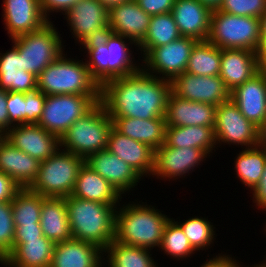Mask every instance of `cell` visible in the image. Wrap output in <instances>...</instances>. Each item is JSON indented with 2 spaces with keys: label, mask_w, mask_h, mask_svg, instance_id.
Returning a JSON list of instances; mask_svg holds the SVG:
<instances>
[{
  "label": "cell",
  "mask_w": 266,
  "mask_h": 267,
  "mask_svg": "<svg viewBox=\"0 0 266 267\" xmlns=\"http://www.w3.org/2000/svg\"><path fill=\"white\" fill-rule=\"evenodd\" d=\"M14 233L12 201L0 202V263L13 250Z\"/></svg>",
  "instance_id": "40"
},
{
  "label": "cell",
  "mask_w": 266,
  "mask_h": 267,
  "mask_svg": "<svg viewBox=\"0 0 266 267\" xmlns=\"http://www.w3.org/2000/svg\"><path fill=\"white\" fill-rule=\"evenodd\" d=\"M42 236L43 233L40 223L15 226L14 240H33Z\"/></svg>",
  "instance_id": "46"
},
{
  "label": "cell",
  "mask_w": 266,
  "mask_h": 267,
  "mask_svg": "<svg viewBox=\"0 0 266 267\" xmlns=\"http://www.w3.org/2000/svg\"><path fill=\"white\" fill-rule=\"evenodd\" d=\"M264 224H265V228H264L263 230H265V233H266V222H265ZM264 257H265V260L261 261L260 264H261L263 267H266V256L264 255Z\"/></svg>",
  "instance_id": "56"
},
{
  "label": "cell",
  "mask_w": 266,
  "mask_h": 267,
  "mask_svg": "<svg viewBox=\"0 0 266 267\" xmlns=\"http://www.w3.org/2000/svg\"><path fill=\"white\" fill-rule=\"evenodd\" d=\"M7 109L9 114V130L13 126L26 124L25 93L8 92Z\"/></svg>",
  "instance_id": "42"
},
{
  "label": "cell",
  "mask_w": 266,
  "mask_h": 267,
  "mask_svg": "<svg viewBox=\"0 0 266 267\" xmlns=\"http://www.w3.org/2000/svg\"><path fill=\"white\" fill-rule=\"evenodd\" d=\"M97 102H100V96L46 95L37 125L60 139L67 129Z\"/></svg>",
  "instance_id": "11"
},
{
  "label": "cell",
  "mask_w": 266,
  "mask_h": 267,
  "mask_svg": "<svg viewBox=\"0 0 266 267\" xmlns=\"http://www.w3.org/2000/svg\"><path fill=\"white\" fill-rule=\"evenodd\" d=\"M72 239L93 244L101 250L114 241L115 214L118 206L65 197Z\"/></svg>",
  "instance_id": "4"
},
{
  "label": "cell",
  "mask_w": 266,
  "mask_h": 267,
  "mask_svg": "<svg viewBox=\"0 0 266 267\" xmlns=\"http://www.w3.org/2000/svg\"><path fill=\"white\" fill-rule=\"evenodd\" d=\"M112 127V119L101 102H97L62 135L59 139L60 148L86 159L107 148Z\"/></svg>",
  "instance_id": "6"
},
{
  "label": "cell",
  "mask_w": 266,
  "mask_h": 267,
  "mask_svg": "<svg viewBox=\"0 0 266 267\" xmlns=\"http://www.w3.org/2000/svg\"><path fill=\"white\" fill-rule=\"evenodd\" d=\"M106 149L128 163L142 178L152 176L154 150L149 145L129 138L112 127Z\"/></svg>",
  "instance_id": "22"
},
{
  "label": "cell",
  "mask_w": 266,
  "mask_h": 267,
  "mask_svg": "<svg viewBox=\"0 0 266 267\" xmlns=\"http://www.w3.org/2000/svg\"><path fill=\"white\" fill-rule=\"evenodd\" d=\"M4 138L40 162L47 160L60 148L59 138L37 124L13 126Z\"/></svg>",
  "instance_id": "16"
},
{
  "label": "cell",
  "mask_w": 266,
  "mask_h": 267,
  "mask_svg": "<svg viewBox=\"0 0 266 267\" xmlns=\"http://www.w3.org/2000/svg\"><path fill=\"white\" fill-rule=\"evenodd\" d=\"M150 252L152 253L151 249L125 245L123 243L112 241L104 250V266L159 267L158 263L154 261L155 259H153Z\"/></svg>",
  "instance_id": "32"
},
{
  "label": "cell",
  "mask_w": 266,
  "mask_h": 267,
  "mask_svg": "<svg viewBox=\"0 0 266 267\" xmlns=\"http://www.w3.org/2000/svg\"><path fill=\"white\" fill-rule=\"evenodd\" d=\"M212 9L198 0H175L172 15L181 36L208 40Z\"/></svg>",
  "instance_id": "21"
},
{
  "label": "cell",
  "mask_w": 266,
  "mask_h": 267,
  "mask_svg": "<svg viewBox=\"0 0 266 267\" xmlns=\"http://www.w3.org/2000/svg\"><path fill=\"white\" fill-rule=\"evenodd\" d=\"M171 92L181 99L216 107L230 100V90L219 75L197 76L184 72L171 81Z\"/></svg>",
  "instance_id": "15"
},
{
  "label": "cell",
  "mask_w": 266,
  "mask_h": 267,
  "mask_svg": "<svg viewBox=\"0 0 266 267\" xmlns=\"http://www.w3.org/2000/svg\"><path fill=\"white\" fill-rule=\"evenodd\" d=\"M171 81L142 69L130 76L109 80L101 86L100 102L110 118L152 119L165 117Z\"/></svg>",
  "instance_id": "1"
},
{
  "label": "cell",
  "mask_w": 266,
  "mask_h": 267,
  "mask_svg": "<svg viewBox=\"0 0 266 267\" xmlns=\"http://www.w3.org/2000/svg\"><path fill=\"white\" fill-rule=\"evenodd\" d=\"M261 69L256 52L245 49H222L219 76L230 91L251 79Z\"/></svg>",
  "instance_id": "24"
},
{
  "label": "cell",
  "mask_w": 266,
  "mask_h": 267,
  "mask_svg": "<svg viewBox=\"0 0 266 267\" xmlns=\"http://www.w3.org/2000/svg\"><path fill=\"white\" fill-rule=\"evenodd\" d=\"M109 10L98 0H80L64 14L77 44L100 38L109 31Z\"/></svg>",
  "instance_id": "13"
},
{
  "label": "cell",
  "mask_w": 266,
  "mask_h": 267,
  "mask_svg": "<svg viewBox=\"0 0 266 267\" xmlns=\"http://www.w3.org/2000/svg\"><path fill=\"white\" fill-rule=\"evenodd\" d=\"M46 95L36 89L25 93L26 101V124H37L42 115Z\"/></svg>",
  "instance_id": "43"
},
{
  "label": "cell",
  "mask_w": 266,
  "mask_h": 267,
  "mask_svg": "<svg viewBox=\"0 0 266 267\" xmlns=\"http://www.w3.org/2000/svg\"><path fill=\"white\" fill-rule=\"evenodd\" d=\"M0 70L21 71L19 50L14 44L5 53H0Z\"/></svg>",
  "instance_id": "47"
},
{
  "label": "cell",
  "mask_w": 266,
  "mask_h": 267,
  "mask_svg": "<svg viewBox=\"0 0 266 267\" xmlns=\"http://www.w3.org/2000/svg\"><path fill=\"white\" fill-rule=\"evenodd\" d=\"M219 10L228 14L260 19L266 11V0H222Z\"/></svg>",
  "instance_id": "41"
},
{
  "label": "cell",
  "mask_w": 266,
  "mask_h": 267,
  "mask_svg": "<svg viewBox=\"0 0 266 267\" xmlns=\"http://www.w3.org/2000/svg\"><path fill=\"white\" fill-rule=\"evenodd\" d=\"M52 22H47L37 31L11 39L19 50L21 70L31 72L36 77L66 49L63 45L65 41Z\"/></svg>",
  "instance_id": "8"
},
{
  "label": "cell",
  "mask_w": 266,
  "mask_h": 267,
  "mask_svg": "<svg viewBox=\"0 0 266 267\" xmlns=\"http://www.w3.org/2000/svg\"><path fill=\"white\" fill-rule=\"evenodd\" d=\"M71 196L112 206H119L123 198L106 179L85 163L79 170Z\"/></svg>",
  "instance_id": "28"
},
{
  "label": "cell",
  "mask_w": 266,
  "mask_h": 267,
  "mask_svg": "<svg viewBox=\"0 0 266 267\" xmlns=\"http://www.w3.org/2000/svg\"><path fill=\"white\" fill-rule=\"evenodd\" d=\"M198 1L206 6H209L212 10L219 9L222 3V0H198Z\"/></svg>",
  "instance_id": "55"
},
{
  "label": "cell",
  "mask_w": 266,
  "mask_h": 267,
  "mask_svg": "<svg viewBox=\"0 0 266 267\" xmlns=\"http://www.w3.org/2000/svg\"><path fill=\"white\" fill-rule=\"evenodd\" d=\"M85 164L106 179L121 196L133 191L143 179L128 163L107 149L89 155Z\"/></svg>",
  "instance_id": "17"
},
{
  "label": "cell",
  "mask_w": 266,
  "mask_h": 267,
  "mask_svg": "<svg viewBox=\"0 0 266 267\" xmlns=\"http://www.w3.org/2000/svg\"><path fill=\"white\" fill-rule=\"evenodd\" d=\"M19 189L11 177L0 171V202L12 201Z\"/></svg>",
  "instance_id": "48"
},
{
  "label": "cell",
  "mask_w": 266,
  "mask_h": 267,
  "mask_svg": "<svg viewBox=\"0 0 266 267\" xmlns=\"http://www.w3.org/2000/svg\"><path fill=\"white\" fill-rule=\"evenodd\" d=\"M126 203L116 209L114 241L151 250L159 248L170 216L142 200Z\"/></svg>",
  "instance_id": "3"
},
{
  "label": "cell",
  "mask_w": 266,
  "mask_h": 267,
  "mask_svg": "<svg viewBox=\"0 0 266 267\" xmlns=\"http://www.w3.org/2000/svg\"><path fill=\"white\" fill-rule=\"evenodd\" d=\"M243 266H246V265H242L241 267H243ZM247 267H249V266H247ZM250 267H263V266L261 264L254 263V265L252 264V266H250Z\"/></svg>",
  "instance_id": "57"
},
{
  "label": "cell",
  "mask_w": 266,
  "mask_h": 267,
  "mask_svg": "<svg viewBox=\"0 0 266 267\" xmlns=\"http://www.w3.org/2000/svg\"><path fill=\"white\" fill-rule=\"evenodd\" d=\"M208 41L220 49H245L256 52L260 41V19L214 9L211 14Z\"/></svg>",
  "instance_id": "9"
},
{
  "label": "cell",
  "mask_w": 266,
  "mask_h": 267,
  "mask_svg": "<svg viewBox=\"0 0 266 267\" xmlns=\"http://www.w3.org/2000/svg\"><path fill=\"white\" fill-rule=\"evenodd\" d=\"M243 264L240 261L233 258L227 253L221 252L218 255H214L211 259L207 258V261L199 267H241Z\"/></svg>",
  "instance_id": "49"
},
{
  "label": "cell",
  "mask_w": 266,
  "mask_h": 267,
  "mask_svg": "<svg viewBox=\"0 0 266 267\" xmlns=\"http://www.w3.org/2000/svg\"><path fill=\"white\" fill-rule=\"evenodd\" d=\"M175 222L182 228L191 246L196 251L205 250L206 252V250L211 249L214 239L217 237L216 230H214L216 227L211 221L205 217L194 216L183 222L179 218Z\"/></svg>",
  "instance_id": "38"
},
{
  "label": "cell",
  "mask_w": 266,
  "mask_h": 267,
  "mask_svg": "<svg viewBox=\"0 0 266 267\" xmlns=\"http://www.w3.org/2000/svg\"><path fill=\"white\" fill-rule=\"evenodd\" d=\"M45 198L29 188H20L12 199L15 226L40 223L42 201Z\"/></svg>",
  "instance_id": "36"
},
{
  "label": "cell",
  "mask_w": 266,
  "mask_h": 267,
  "mask_svg": "<svg viewBox=\"0 0 266 267\" xmlns=\"http://www.w3.org/2000/svg\"><path fill=\"white\" fill-rule=\"evenodd\" d=\"M103 257L95 245L71 239L54 245L50 267H104Z\"/></svg>",
  "instance_id": "26"
},
{
  "label": "cell",
  "mask_w": 266,
  "mask_h": 267,
  "mask_svg": "<svg viewBox=\"0 0 266 267\" xmlns=\"http://www.w3.org/2000/svg\"><path fill=\"white\" fill-rule=\"evenodd\" d=\"M111 119L118 132L149 145L153 150L160 148L165 142V117L145 120L130 117Z\"/></svg>",
  "instance_id": "29"
},
{
  "label": "cell",
  "mask_w": 266,
  "mask_h": 267,
  "mask_svg": "<svg viewBox=\"0 0 266 267\" xmlns=\"http://www.w3.org/2000/svg\"><path fill=\"white\" fill-rule=\"evenodd\" d=\"M235 158L234 172H236V177L240 179L244 187L250 188L251 193L262 178L266 164V151L259 145L242 148V151H239Z\"/></svg>",
  "instance_id": "33"
},
{
  "label": "cell",
  "mask_w": 266,
  "mask_h": 267,
  "mask_svg": "<svg viewBox=\"0 0 266 267\" xmlns=\"http://www.w3.org/2000/svg\"><path fill=\"white\" fill-rule=\"evenodd\" d=\"M256 56L260 66L266 68V11L260 17V41Z\"/></svg>",
  "instance_id": "51"
},
{
  "label": "cell",
  "mask_w": 266,
  "mask_h": 267,
  "mask_svg": "<svg viewBox=\"0 0 266 267\" xmlns=\"http://www.w3.org/2000/svg\"><path fill=\"white\" fill-rule=\"evenodd\" d=\"M80 0H40V6L44 17L52 21L51 13H62L63 15Z\"/></svg>",
  "instance_id": "44"
},
{
  "label": "cell",
  "mask_w": 266,
  "mask_h": 267,
  "mask_svg": "<svg viewBox=\"0 0 266 267\" xmlns=\"http://www.w3.org/2000/svg\"><path fill=\"white\" fill-rule=\"evenodd\" d=\"M159 251L163 250L171 259L187 260L197 251L191 246L189 239L184 234L182 228L175 222L174 218H170L166 223L163 231L162 242Z\"/></svg>",
  "instance_id": "37"
},
{
  "label": "cell",
  "mask_w": 266,
  "mask_h": 267,
  "mask_svg": "<svg viewBox=\"0 0 266 267\" xmlns=\"http://www.w3.org/2000/svg\"><path fill=\"white\" fill-rule=\"evenodd\" d=\"M147 14L158 15L170 13L175 0H135Z\"/></svg>",
  "instance_id": "45"
},
{
  "label": "cell",
  "mask_w": 266,
  "mask_h": 267,
  "mask_svg": "<svg viewBox=\"0 0 266 267\" xmlns=\"http://www.w3.org/2000/svg\"><path fill=\"white\" fill-rule=\"evenodd\" d=\"M132 45L138 51L133 40L110 31L80 45L84 54L87 53L84 60L90 75L100 87L109 80L130 76L142 69V64L137 63L140 59L136 61L133 55Z\"/></svg>",
  "instance_id": "2"
},
{
  "label": "cell",
  "mask_w": 266,
  "mask_h": 267,
  "mask_svg": "<svg viewBox=\"0 0 266 267\" xmlns=\"http://www.w3.org/2000/svg\"><path fill=\"white\" fill-rule=\"evenodd\" d=\"M7 95H8L7 90L0 89V132L4 135L9 131Z\"/></svg>",
  "instance_id": "52"
},
{
  "label": "cell",
  "mask_w": 266,
  "mask_h": 267,
  "mask_svg": "<svg viewBox=\"0 0 266 267\" xmlns=\"http://www.w3.org/2000/svg\"><path fill=\"white\" fill-rule=\"evenodd\" d=\"M214 133L217 147L222 143L238 148L258 145V127L242 115L231 99L216 107Z\"/></svg>",
  "instance_id": "12"
},
{
  "label": "cell",
  "mask_w": 266,
  "mask_h": 267,
  "mask_svg": "<svg viewBox=\"0 0 266 267\" xmlns=\"http://www.w3.org/2000/svg\"><path fill=\"white\" fill-rule=\"evenodd\" d=\"M109 31L123 35L139 45L145 38L151 15L135 0L114 6L109 10Z\"/></svg>",
  "instance_id": "23"
},
{
  "label": "cell",
  "mask_w": 266,
  "mask_h": 267,
  "mask_svg": "<svg viewBox=\"0 0 266 267\" xmlns=\"http://www.w3.org/2000/svg\"><path fill=\"white\" fill-rule=\"evenodd\" d=\"M84 163L83 157L59 148L47 160L40 162L37 178L29 189L43 197H68Z\"/></svg>",
  "instance_id": "7"
},
{
  "label": "cell",
  "mask_w": 266,
  "mask_h": 267,
  "mask_svg": "<svg viewBox=\"0 0 266 267\" xmlns=\"http://www.w3.org/2000/svg\"><path fill=\"white\" fill-rule=\"evenodd\" d=\"M3 24L10 39L39 30L47 22L40 0H3Z\"/></svg>",
  "instance_id": "18"
},
{
  "label": "cell",
  "mask_w": 266,
  "mask_h": 267,
  "mask_svg": "<svg viewBox=\"0 0 266 267\" xmlns=\"http://www.w3.org/2000/svg\"><path fill=\"white\" fill-rule=\"evenodd\" d=\"M258 145L266 151V119L258 127Z\"/></svg>",
  "instance_id": "53"
},
{
  "label": "cell",
  "mask_w": 266,
  "mask_h": 267,
  "mask_svg": "<svg viewBox=\"0 0 266 267\" xmlns=\"http://www.w3.org/2000/svg\"><path fill=\"white\" fill-rule=\"evenodd\" d=\"M0 89L28 93L37 89V77L25 70H0Z\"/></svg>",
  "instance_id": "39"
},
{
  "label": "cell",
  "mask_w": 266,
  "mask_h": 267,
  "mask_svg": "<svg viewBox=\"0 0 266 267\" xmlns=\"http://www.w3.org/2000/svg\"><path fill=\"white\" fill-rule=\"evenodd\" d=\"M65 52L37 76V89L45 95L100 96L101 87L91 77L86 63Z\"/></svg>",
  "instance_id": "5"
},
{
  "label": "cell",
  "mask_w": 266,
  "mask_h": 267,
  "mask_svg": "<svg viewBox=\"0 0 266 267\" xmlns=\"http://www.w3.org/2000/svg\"><path fill=\"white\" fill-rule=\"evenodd\" d=\"M181 37L172 13L152 15L144 40L138 48H155Z\"/></svg>",
  "instance_id": "35"
},
{
  "label": "cell",
  "mask_w": 266,
  "mask_h": 267,
  "mask_svg": "<svg viewBox=\"0 0 266 267\" xmlns=\"http://www.w3.org/2000/svg\"><path fill=\"white\" fill-rule=\"evenodd\" d=\"M251 193L253 195L252 200L253 203H255V208H259L260 211L262 209V211L264 210L266 212V164L260 183Z\"/></svg>",
  "instance_id": "50"
},
{
  "label": "cell",
  "mask_w": 266,
  "mask_h": 267,
  "mask_svg": "<svg viewBox=\"0 0 266 267\" xmlns=\"http://www.w3.org/2000/svg\"><path fill=\"white\" fill-rule=\"evenodd\" d=\"M204 150L198 148H174L163 144L154 150V167L152 177L166 180H180L192 174L196 168L209 158ZM195 168V169H194Z\"/></svg>",
  "instance_id": "14"
},
{
  "label": "cell",
  "mask_w": 266,
  "mask_h": 267,
  "mask_svg": "<svg viewBox=\"0 0 266 267\" xmlns=\"http://www.w3.org/2000/svg\"><path fill=\"white\" fill-rule=\"evenodd\" d=\"M198 40L181 36L171 43L155 48H138L142 70L149 75L172 81L185 72L192 49ZM144 64V65H143Z\"/></svg>",
  "instance_id": "10"
},
{
  "label": "cell",
  "mask_w": 266,
  "mask_h": 267,
  "mask_svg": "<svg viewBox=\"0 0 266 267\" xmlns=\"http://www.w3.org/2000/svg\"><path fill=\"white\" fill-rule=\"evenodd\" d=\"M40 225L43 235L54 244L72 239L65 198L46 197L42 201Z\"/></svg>",
  "instance_id": "30"
},
{
  "label": "cell",
  "mask_w": 266,
  "mask_h": 267,
  "mask_svg": "<svg viewBox=\"0 0 266 267\" xmlns=\"http://www.w3.org/2000/svg\"><path fill=\"white\" fill-rule=\"evenodd\" d=\"M242 115L259 127L266 119V68L230 91Z\"/></svg>",
  "instance_id": "19"
},
{
  "label": "cell",
  "mask_w": 266,
  "mask_h": 267,
  "mask_svg": "<svg viewBox=\"0 0 266 267\" xmlns=\"http://www.w3.org/2000/svg\"><path fill=\"white\" fill-rule=\"evenodd\" d=\"M40 161L14 147L5 138L0 141V171L20 188H29L37 178Z\"/></svg>",
  "instance_id": "25"
},
{
  "label": "cell",
  "mask_w": 266,
  "mask_h": 267,
  "mask_svg": "<svg viewBox=\"0 0 266 267\" xmlns=\"http://www.w3.org/2000/svg\"><path fill=\"white\" fill-rule=\"evenodd\" d=\"M222 49L208 40L198 41L192 49L185 72L197 76H218Z\"/></svg>",
  "instance_id": "34"
},
{
  "label": "cell",
  "mask_w": 266,
  "mask_h": 267,
  "mask_svg": "<svg viewBox=\"0 0 266 267\" xmlns=\"http://www.w3.org/2000/svg\"><path fill=\"white\" fill-rule=\"evenodd\" d=\"M4 138V134L0 132V141Z\"/></svg>",
  "instance_id": "58"
},
{
  "label": "cell",
  "mask_w": 266,
  "mask_h": 267,
  "mask_svg": "<svg viewBox=\"0 0 266 267\" xmlns=\"http://www.w3.org/2000/svg\"><path fill=\"white\" fill-rule=\"evenodd\" d=\"M54 245L44 235L33 240H14L13 250L0 264L4 267H50Z\"/></svg>",
  "instance_id": "27"
},
{
  "label": "cell",
  "mask_w": 266,
  "mask_h": 267,
  "mask_svg": "<svg viewBox=\"0 0 266 267\" xmlns=\"http://www.w3.org/2000/svg\"><path fill=\"white\" fill-rule=\"evenodd\" d=\"M216 106L181 99L172 92L167 100L166 127L208 126L215 127Z\"/></svg>",
  "instance_id": "20"
},
{
  "label": "cell",
  "mask_w": 266,
  "mask_h": 267,
  "mask_svg": "<svg viewBox=\"0 0 266 267\" xmlns=\"http://www.w3.org/2000/svg\"><path fill=\"white\" fill-rule=\"evenodd\" d=\"M105 8L110 10L114 6H118L120 4H124L131 0H98Z\"/></svg>",
  "instance_id": "54"
},
{
  "label": "cell",
  "mask_w": 266,
  "mask_h": 267,
  "mask_svg": "<svg viewBox=\"0 0 266 267\" xmlns=\"http://www.w3.org/2000/svg\"><path fill=\"white\" fill-rule=\"evenodd\" d=\"M164 144L174 148H198L210 156L217 149L214 127L208 126L166 127Z\"/></svg>",
  "instance_id": "31"
}]
</instances>
